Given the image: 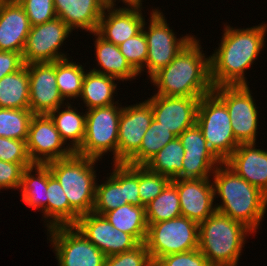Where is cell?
Returning <instances> with one entry per match:
<instances>
[{"label":"cell","instance_id":"obj_24","mask_svg":"<svg viewBox=\"0 0 267 266\" xmlns=\"http://www.w3.org/2000/svg\"><path fill=\"white\" fill-rule=\"evenodd\" d=\"M95 38V54L97 64L101 69H91L92 71L108 75L117 79V81H127L136 79L139 75L127 62L126 58L120 51L119 46L110 43L101 38L96 32L92 33Z\"/></svg>","mask_w":267,"mask_h":266},{"label":"cell","instance_id":"obj_34","mask_svg":"<svg viewBox=\"0 0 267 266\" xmlns=\"http://www.w3.org/2000/svg\"><path fill=\"white\" fill-rule=\"evenodd\" d=\"M147 224L181 216L177 187L170 181L163 191L145 206Z\"/></svg>","mask_w":267,"mask_h":266},{"label":"cell","instance_id":"obj_33","mask_svg":"<svg viewBox=\"0 0 267 266\" xmlns=\"http://www.w3.org/2000/svg\"><path fill=\"white\" fill-rule=\"evenodd\" d=\"M177 136L153 119L143 136L140 148L125 162L130 165H145L156 153Z\"/></svg>","mask_w":267,"mask_h":266},{"label":"cell","instance_id":"obj_5","mask_svg":"<svg viewBox=\"0 0 267 266\" xmlns=\"http://www.w3.org/2000/svg\"><path fill=\"white\" fill-rule=\"evenodd\" d=\"M98 159L73 153L71 156L47 163L58 180L69 205L81 216L93 211L96 193ZM96 162V163H95Z\"/></svg>","mask_w":267,"mask_h":266},{"label":"cell","instance_id":"obj_6","mask_svg":"<svg viewBox=\"0 0 267 266\" xmlns=\"http://www.w3.org/2000/svg\"><path fill=\"white\" fill-rule=\"evenodd\" d=\"M196 124L208 147L222 162L240 145L235 139L226 105L213 91L201 97Z\"/></svg>","mask_w":267,"mask_h":266},{"label":"cell","instance_id":"obj_31","mask_svg":"<svg viewBox=\"0 0 267 266\" xmlns=\"http://www.w3.org/2000/svg\"><path fill=\"white\" fill-rule=\"evenodd\" d=\"M29 76L24 65L0 79V108L29 109Z\"/></svg>","mask_w":267,"mask_h":266},{"label":"cell","instance_id":"obj_26","mask_svg":"<svg viewBox=\"0 0 267 266\" xmlns=\"http://www.w3.org/2000/svg\"><path fill=\"white\" fill-rule=\"evenodd\" d=\"M19 189L27 206L41 210L47 227V164H33L25 168Z\"/></svg>","mask_w":267,"mask_h":266},{"label":"cell","instance_id":"obj_17","mask_svg":"<svg viewBox=\"0 0 267 266\" xmlns=\"http://www.w3.org/2000/svg\"><path fill=\"white\" fill-rule=\"evenodd\" d=\"M153 119L152 106L147 100L123 106L118 129V163H125L140 148Z\"/></svg>","mask_w":267,"mask_h":266},{"label":"cell","instance_id":"obj_4","mask_svg":"<svg viewBox=\"0 0 267 266\" xmlns=\"http://www.w3.org/2000/svg\"><path fill=\"white\" fill-rule=\"evenodd\" d=\"M247 233L253 234L243 223L216 210L199 224V250L210 266H237Z\"/></svg>","mask_w":267,"mask_h":266},{"label":"cell","instance_id":"obj_1","mask_svg":"<svg viewBox=\"0 0 267 266\" xmlns=\"http://www.w3.org/2000/svg\"><path fill=\"white\" fill-rule=\"evenodd\" d=\"M267 24L250 28L226 25L221 43L210 55V80L213 88L223 85H249L245 69L257 60L264 50Z\"/></svg>","mask_w":267,"mask_h":266},{"label":"cell","instance_id":"obj_46","mask_svg":"<svg viewBox=\"0 0 267 266\" xmlns=\"http://www.w3.org/2000/svg\"><path fill=\"white\" fill-rule=\"evenodd\" d=\"M121 0H119L120 2ZM116 0H107L108 5L117 6L115 4ZM123 4L126 6H141L142 7V0H122Z\"/></svg>","mask_w":267,"mask_h":266},{"label":"cell","instance_id":"obj_27","mask_svg":"<svg viewBox=\"0 0 267 266\" xmlns=\"http://www.w3.org/2000/svg\"><path fill=\"white\" fill-rule=\"evenodd\" d=\"M47 229L74 225L79 214L69 205L66 194L47 165Z\"/></svg>","mask_w":267,"mask_h":266},{"label":"cell","instance_id":"obj_29","mask_svg":"<svg viewBox=\"0 0 267 266\" xmlns=\"http://www.w3.org/2000/svg\"><path fill=\"white\" fill-rule=\"evenodd\" d=\"M117 79L108 75L99 74L92 70L85 73L82 91L79 96L87 109L99 108L118 103L114 102V93L117 91Z\"/></svg>","mask_w":267,"mask_h":266},{"label":"cell","instance_id":"obj_42","mask_svg":"<svg viewBox=\"0 0 267 266\" xmlns=\"http://www.w3.org/2000/svg\"><path fill=\"white\" fill-rule=\"evenodd\" d=\"M154 266H210L199 248L159 258Z\"/></svg>","mask_w":267,"mask_h":266},{"label":"cell","instance_id":"obj_21","mask_svg":"<svg viewBox=\"0 0 267 266\" xmlns=\"http://www.w3.org/2000/svg\"><path fill=\"white\" fill-rule=\"evenodd\" d=\"M31 24L17 0H3L0 5V51L23 53Z\"/></svg>","mask_w":267,"mask_h":266},{"label":"cell","instance_id":"obj_43","mask_svg":"<svg viewBox=\"0 0 267 266\" xmlns=\"http://www.w3.org/2000/svg\"><path fill=\"white\" fill-rule=\"evenodd\" d=\"M139 165L124 163V194L128 204L141 206L139 196Z\"/></svg>","mask_w":267,"mask_h":266},{"label":"cell","instance_id":"obj_37","mask_svg":"<svg viewBox=\"0 0 267 266\" xmlns=\"http://www.w3.org/2000/svg\"><path fill=\"white\" fill-rule=\"evenodd\" d=\"M170 181V178L149 170L145 165H139L138 192L141 206H146L155 199Z\"/></svg>","mask_w":267,"mask_h":266},{"label":"cell","instance_id":"obj_30","mask_svg":"<svg viewBox=\"0 0 267 266\" xmlns=\"http://www.w3.org/2000/svg\"><path fill=\"white\" fill-rule=\"evenodd\" d=\"M103 216L114 228L132 235L139 243H145L148 231L145 206L126 204Z\"/></svg>","mask_w":267,"mask_h":266},{"label":"cell","instance_id":"obj_2","mask_svg":"<svg viewBox=\"0 0 267 266\" xmlns=\"http://www.w3.org/2000/svg\"><path fill=\"white\" fill-rule=\"evenodd\" d=\"M195 37L150 80L157 95L201 98L213 91L210 57H206Z\"/></svg>","mask_w":267,"mask_h":266},{"label":"cell","instance_id":"obj_45","mask_svg":"<svg viewBox=\"0 0 267 266\" xmlns=\"http://www.w3.org/2000/svg\"><path fill=\"white\" fill-rule=\"evenodd\" d=\"M22 54L14 51H0V79L15 73L24 66Z\"/></svg>","mask_w":267,"mask_h":266},{"label":"cell","instance_id":"obj_41","mask_svg":"<svg viewBox=\"0 0 267 266\" xmlns=\"http://www.w3.org/2000/svg\"><path fill=\"white\" fill-rule=\"evenodd\" d=\"M0 160L20 163L25 168L33 165L27 150L26 141L0 136Z\"/></svg>","mask_w":267,"mask_h":266},{"label":"cell","instance_id":"obj_44","mask_svg":"<svg viewBox=\"0 0 267 266\" xmlns=\"http://www.w3.org/2000/svg\"><path fill=\"white\" fill-rule=\"evenodd\" d=\"M25 167L20 163L0 160V191L2 189H19Z\"/></svg>","mask_w":267,"mask_h":266},{"label":"cell","instance_id":"obj_23","mask_svg":"<svg viewBox=\"0 0 267 266\" xmlns=\"http://www.w3.org/2000/svg\"><path fill=\"white\" fill-rule=\"evenodd\" d=\"M57 18H60L72 31H97L107 0H53Z\"/></svg>","mask_w":267,"mask_h":266},{"label":"cell","instance_id":"obj_19","mask_svg":"<svg viewBox=\"0 0 267 266\" xmlns=\"http://www.w3.org/2000/svg\"><path fill=\"white\" fill-rule=\"evenodd\" d=\"M171 181L177 187L181 216L200 224L216 211L211 179H172Z\"/></svg>","mask_w":267,"mask_h":266},{"label":"cell","instance_id":"obj_12","mask_svg":"<svg viewBox=\"0 0 267 266\" xmlns=\"http://www.w3.org/2000/svg\"><path fill=\"white\" fill-rule=\"evenodd\" d=\"M71 32L60 18L32 26L22 53L24 64L55 62L69 58L66 53L60 51V46L62 48Z\"/></svg>","mask_w":267,"mask_h":266},{"label":"cell","instance_id":"obj_8","mask_svg":"<svg viewBox=\"0 0 267 266\" xmlns=\"http://www.w3.org/2000/svg\"><path fill=\"white\" fill-rule=\"evenodd\" d=\"M199 224L185 216L148 224L145 240L153 264L163 256L199 248Z\"/></svg>","mask_w":267,"mask_h":266},{"label":"cell","instance_id":"obj_32","mask_svg":"<svg viewBox=\"0 0 267 266\" xmlns=\"http://www.w3.org/2000/svg\"><path fill=\"white\" fill-rule=\"evenodd\" d=\"M185 149L178 137L166 144L145 166L168 178L182 179V161Z\"/></svg>","mask_w":267,"mask_h":266},{"label":"cell","instance_id":"obj_40","mask_svg":"<svg viewBox=\"0 0 267 266\" xmlns=\"http://www.w3.org/2000/svg\"><path fill=\"white\" fill-rule=\"evenodd\" d=\"M24 8L31 26L57 18L53 0H17Z\"/></svg>","mask_w":267,"mask_h":266},{"label":"cell","instance_id":"obj_25","mask_svg":"<svg viewBox=\"0 0 267 266\" xmlns=\"http://www.w3.org/2000/svg\"><path fill=\"white\" fill-rule=\"evenodd\" d=\"M73 107L67 101L66 106L58 107L48 115L53 120L62 140L65 143L71 140V143L67 144L73 152H76L81 147L85 138L86 113H80L77 108L74 107L73 109Z\"/></svg>","mask_w":267,"mask_h":266},{"label":"cell","instance_id":"obj_13","mask_svg":"<svg viewBox=\"0 0 267 266\" xmlns=\"http://www.w3.org/2000/svg\"><path fill=\"white\" fill-rule=\"evenodd\" d=\"M26 144L33 164H47L74 153L68 145L65 146L66 143L47 114H34L29 125Z\"/></svg>","mask_w":267,"mask_h":266},{"label":"cell","instance_id":"obj_39","mask_svg":"<svg viewBox=\"0 0 267 266\" xmlns=\"http://www.w3.org/2000/svg\"><path fill=\"white\" fill-rule=\"evenodd\" d=\"M103 266H154L145 243L134 249L105 258Z\"/></svg>","mask_w":267,"mask_h":266},{"label":"cell","instance_id":"obj_22","mask_svg":"<svg viewBox=\"0 0 267 266\" xmlns=\"http://www.w3.org/2000/svg\"><path fill=\"white\" fill-rule=\"evenodd\" d=\"M256 143H240L224 161L237 175L267 194V151Z\"/></svg>","mask_w":267,"mask_h":266},{"label":"cell","instance_id":"obj_38","mask_svg":"<svg viewBox=\"0 0 267 266\" xmlns=\"http://www.w3.org/2000/svg\"><path fill=\"white\" fill-rule=\"evenodd\" d=\"M119 48L127 62L138 74L142 71L145 72L148 50L147 39L143 30L121 43Z\"/></svg>","mask_w":267,"mask_h":266},{"label":"cell","instance_id":"obj_3","mask_svg":"<svg viewBox=\"0 0 267 266\" xmlns=\"http://www.w3.org/2000/svg\"><path fill=\"white\" fill-rule=\"evenodd\" d=\"M212 177L214 195H218L222 203L215 205L216 210L256 233L266 213L267 194L241 178L224 162L214 170Z\"/></svg>","mask_w":267,"mask_h":266},{"label":"cell","instance_id":"obj_14","mask_svg":"<svg viewBox=\"0 0 267 266\" xmlns=\"http://www.w3.org/2000/svg\"><path fill=\"white\" fill-rule=\"evenodd\" d=\"M74 226L106 257L130 251L140 244L132 235L114 228L103 215L93 212L79 216Z\"/></svg>","mask_w":267,"mask_h":266},{"label":"cell","instance_id":"obj_16","mask_svg":"<svg viewBox=\"0 0 267 266\" xmlns=\"http://www.w3.org/2000/svg\"><path fill=\"white\" fill-rule=\"evenodd\" d=\"M184 149L182 179L211 178L222 161L208 147L200 127L195 123L178 136Z\"/></svg>","mask_w":267,"mask_h":266},{"label":"cell","instance_id":"obj_7","mask_svg":"<svg viewBox=\"0 0 267 266\" xmlns=\"http://www.w3.org/2000/svg\"><path fill=\"white\" fill-rule=\"evenodd\" d=\"M118 104L85 111V138L75 153L99 160L108 151H112L113 163H118V129L123 108Z\"/></svg>","mask_w":267,"mask_h":266},{"label":"cell","instance_id":"obj_35","mask_svg":"<svg viewBox=\"0 0 267 266\" xmlns=\"http://www.w3.org/2000/svg\"><path fill=\"white\" fill-rule=\"evenodd\" d=\"M70 58L55 61L56 81L64 100L77 99L82 91L86 71L84 66L74 63Z\"/></svg>","mask_w":267,"mask_h":266},{"label":"cell","instance_id":"obj_9","mask_svg":"<svg viewBox=\"0 0 267 266\" xmlns=\"http://www.w3.org/2000/svg\"><path fill=\"white\" fill-rule=\"evenodd\" d=\"M150 14L148 27H145L147 25L145 21L142 26L147 39L148 51L145 66L149 79L165 68L194 38V36L188 34L176 38V34L168 26L169 24L161 10L155 8Z\"/></svg>","mask_w":267,"mask_h":266},{"label":"cell","instance_id":"obj_11","mask_svg":"<svg viewBox=\"0 0 267 266\" xmlns=\"http://www.w3.org/2000/svg\"><path fill=\"white\" fill-rule=\"evenodd\" d=\"M59 266H103L105 254L74 225L47 229Z\"/></svg>","mask_w":267,"mask_h":266},{"label":"cell","instance_id":"obj_20","mask_svg":"<svg viewBox=\"0 0 267 266\" xmlns=\"http://www.w3.org/2000/svg\"><path fill=\"white\" fill-rule=\"evenodd\" d=\"M114 7L108 5L105 8L96 33L104 40L119 46L142 30L145 17L141 13V6Z\"/></svg>","mask_w":267,"mask_h":266},{"label":"cell","instance_id":"obj_10","mask_svg":"<svg viewBox=\"0 0 267 266\" xmlns=\"http://www.w3.org/2000/svg\"><path fill=\"white\" fill-rule=\"evenodd\" d=\"M213 92L225 103L235 139L239 143H256L259 112L248 85H223Z\"/></svg>","mask_w":267,"mask_h":266},{"label":"cell","instance_id":"obj_28","mask_svg":"<svg viewBox=\"0 0 267 266\" xmlns=\"http://www.w3.org/2000/svg\"><path fill=\"white\" fill-rule=\"evenodd\" d=\"M114 169L106 181L96 183L93 213L103 215L120 206L128 204L124 194V163H114Z\"/></svg>","mask_w":267,"mask_h":266},{"label":"cell","instance_id":"obj_36","mask_svg":"<svg viewBox=\"0 0 267 266\" xmlns=\"http://www.w3.org/2000/svg\"><path fill=\"white\" fill-rule=\"evenodd\" d=\"M33 116L30 109L0 108V136L27 141Z\"/></svg>","mask_w":267,"mask_h":266},{"label":"cell","instance_id":"obj_15","mask_svg":"<svg viewBox=\"0 0 267 266\" xmlns=\"http://www.w3.org/2000/svg\"><path fill=\"white\" fill-rule=\"evenodd\" d=\"M25 65L29 76V109L34 114L48 115L58 107L66 105L58 90L55 62Z\"/></svg>","mask_w":267,"mask_h":266},{"label":"cell","instance_id":"obj_18","mask_svg":"<svg viewBox=\"0 0 267 266\" xmlns=\"http://www.w3.org/2000/svg\"><path fill=\"white\" fill-rule=\"evenodd\" d=\"M200 99L154 94L147 101L152 106L154 119L178 137L196 123Z\"/></svg>","mask_w":267,"mask_h":266}]
</instances>
